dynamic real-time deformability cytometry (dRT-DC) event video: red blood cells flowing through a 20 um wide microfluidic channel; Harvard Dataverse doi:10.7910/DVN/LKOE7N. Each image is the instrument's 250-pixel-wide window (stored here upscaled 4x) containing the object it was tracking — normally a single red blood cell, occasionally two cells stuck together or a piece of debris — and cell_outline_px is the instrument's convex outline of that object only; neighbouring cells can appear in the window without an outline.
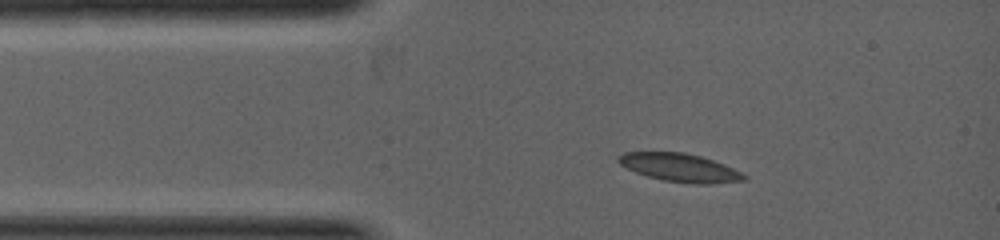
{"species": "common noctule bat (a hibernating species)", "species_latin": "Nyctalus noctula", "temperature_condition": "warm", "stored_images_in_passage": 3, "camera_frame_rate_fps": 5000, "um_per_image_px": 0.085, "animal": {"sex": "female", "body_mass_g": 19.0, "forearm_length_mm": 53.3}, "frame": {"image": 1, "passage_image": 1, "time_ms": 0.0, "image_size_px": [1000, 240], "cell_outline_px": [[748, 180], [712, 184], [692, 184], [664, 180], [648, 176], [636, 172], [620, 164], [616, 160], [616, 156], [624, 152], [684, 152], [700, 156], [724, 164], [748, 176]], "centroid_in_image_um": [57.8, 14.25], "position_along_channel_um": 27.2, "area_um2": 20.69}}